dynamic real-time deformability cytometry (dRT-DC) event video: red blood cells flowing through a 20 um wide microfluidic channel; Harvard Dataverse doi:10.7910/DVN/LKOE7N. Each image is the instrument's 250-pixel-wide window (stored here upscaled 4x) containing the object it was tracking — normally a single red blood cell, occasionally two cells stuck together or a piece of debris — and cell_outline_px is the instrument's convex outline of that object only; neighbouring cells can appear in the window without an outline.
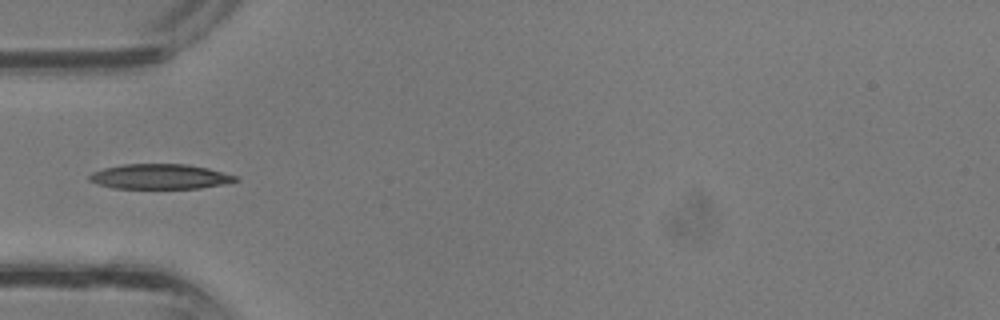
{"species": "common noctule bat (a hibernating species)", "species_latin": "Nyctalus noctula", "temperature_condition": "room temperature", "stored_images_in_passage": 18, "camera_frame_rate_fps": 3000, "um_per_image_px": 0.085, "animal": {"sex": "male", "body_mass_g": 13.3}, "frame": {"image": 1, "passage_image": 11, "time_ms": 3.333, "image_size_px": [1000, 320], "cell_outline_px": [[240, 180], [224, 184], [200, 188], [112, 188], [96, 184], [88, 180], [88, 176], [92, 172], [104, 168], [124, 164], [188, 164], [208, 168], [236, 176]], "centroid_in_image_um": [13.57, 15.01], "position_along_channel_um": 71.4, "area_um2": 21.33}}
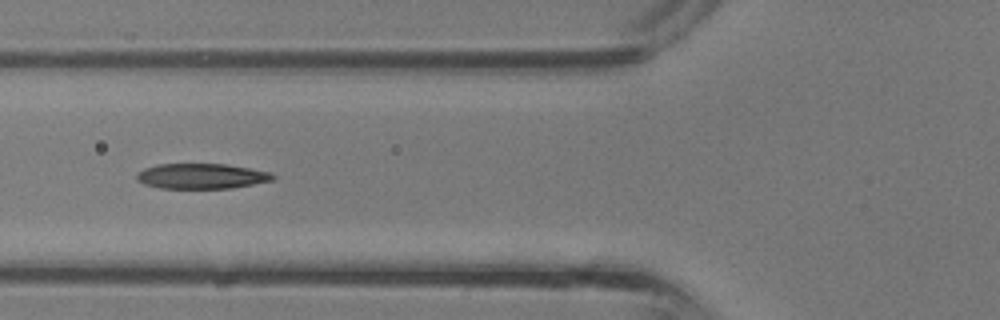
{"frame": {"image": 2, "passage_image": 13, "time_ms": 4.0, "image_size_px": [1000, 320], "cell_outline_px": [[276, 176], [272, 180], [232, 188], [160, 188], [144, 184], [136, 180], [136, 172], [144, 168], [160, 164], [224, 164], [272, 172]], "centroid_in_image_um": [17.1, 14.97], "position_along_channel_um": 108.7, "area_um2": 20.0}}